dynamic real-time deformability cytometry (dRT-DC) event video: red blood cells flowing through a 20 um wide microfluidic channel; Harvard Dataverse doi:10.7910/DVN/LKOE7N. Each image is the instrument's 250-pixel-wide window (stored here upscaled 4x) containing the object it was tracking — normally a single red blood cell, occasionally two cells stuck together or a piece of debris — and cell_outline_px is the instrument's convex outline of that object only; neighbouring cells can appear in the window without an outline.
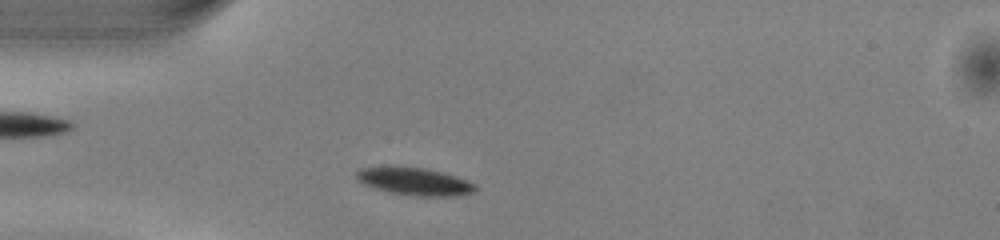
{"species": "common noctule bat (a hibernating species)", "species_latin": "Nyctalus noctula", "temperature_condition": "warm", "stored_images_in_passage": 41, "camera_frame_rate_fps": 3000, "um_per_image_px": 0.085, "animal": {"sex": "male", "body_mass_g": 13.0, "forearm_length_mm": 53.1}, "frame": {"image": 1, "passage_image": 4, "time_ms": 1.0, "image_size_px": [1000, 240], "cell_outline_px": [[476, 188], [472, 192], [456, 196], [416, 196], [392, 192], [376, 188], [364, 184], [356, 176], [356, 172], [360, 168], [424, 168], [456, 176], [468, 180], [476, 184]], "centroid_in_image_um": [35.31, 15.45], "position_along_channel_um": 49.7, "area_um2": 18.38}}
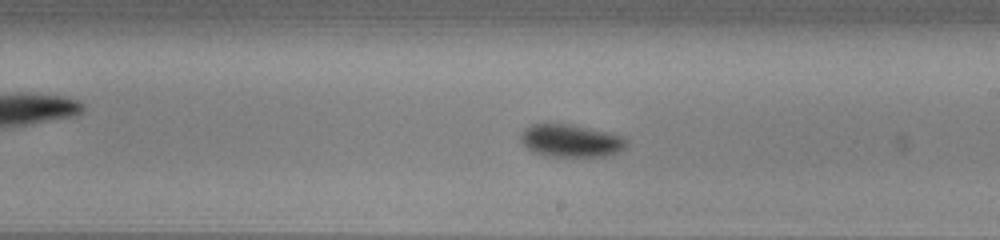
{"frame": {"image": 2, "passage_image": 19, "time_ms": 6.0, "image_size_px": [1000, 240], "cell_outline_px": [[628, 144], [620, 152], [608, 156], [544, 156], [532, 152], [520, 140], [520, 136], [532, 124], [568, 124], [604, 132], [620, 136], [628, 140]], "centroid_in_image_um": [48.53, 11.99], "position_along_channel_um": 240.5, "area_um2": 19.77}}
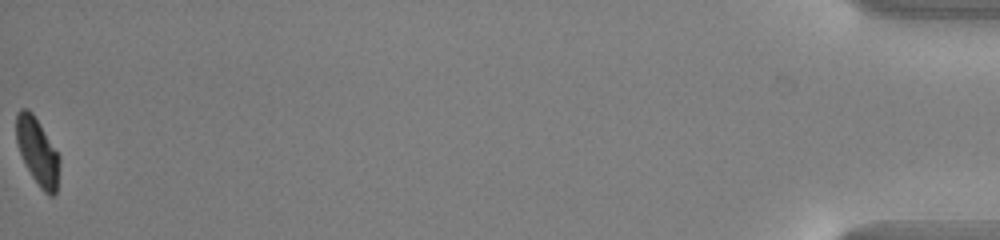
{"frame": {"image": 3, "passage_image": 41, "time_ms": 13.333, "image_size_px": [1000, 240], "cell_outline_px": [[60, 164], [56, 196], [48, 196], [40, 188], [32, 176], [20, 152], [16, 140], [16, 112], [20, 108], [28, 108], [32, 112], [40, 124], [60, 156]], "centroid_in_image_um": [3.2, 12.88], "position_along_channel_um": 432.0, "area_um2": 16.94}, "authors_computed_cell_mechanics": {"area_um2": 18.9006, "velocity_mm_per_s": 4.0537, "shape_relaxation_time_tau1_ms": 1.1834, "shape_relaxation_time_tau2_ms": 9.6065, "deformation_change_tau1": 0.1118, "deformation_change_tau2": 0.1074}}